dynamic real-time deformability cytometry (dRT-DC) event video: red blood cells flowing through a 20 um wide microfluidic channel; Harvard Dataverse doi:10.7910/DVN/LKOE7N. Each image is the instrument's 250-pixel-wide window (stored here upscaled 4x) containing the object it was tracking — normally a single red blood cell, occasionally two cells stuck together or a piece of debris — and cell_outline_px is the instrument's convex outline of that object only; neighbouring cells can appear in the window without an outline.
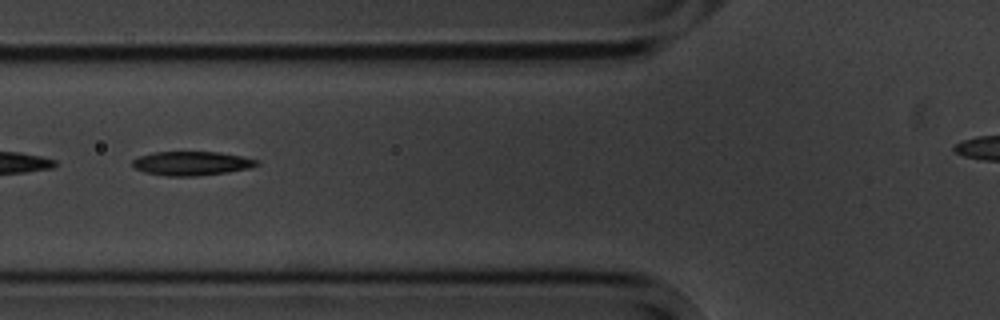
{"species": "common noctule bat (a hibernating species)", "species_latin": "Nyctalus noctula", "temperature_condition": "cold", "stored_images_in_passage": 10, "camera_frame_rate_fps": 3000, "um_per_image_px": 0.085, "animal": {"sex": "male", "body_mass_g": 20.1, "forearm_length_mm": 53.5}, "frame": {"image": 1, "passage_image": 2, "time_ms": 1.333, "image_size_px": [1000, 320], "cell_outline_px": [[260, 164], [252, 168], [228, 172], [196, 176], [168, 176], [144, 172], [136, 168], [132, 164], [132, 160], [140, 156], [152, 152], [220, 152], [244, 156], [260, 160]], "centroid_in_image_um": [16.36, 13.88], "position_along_channel_um": 109.4, "area_um2": 17.57}}
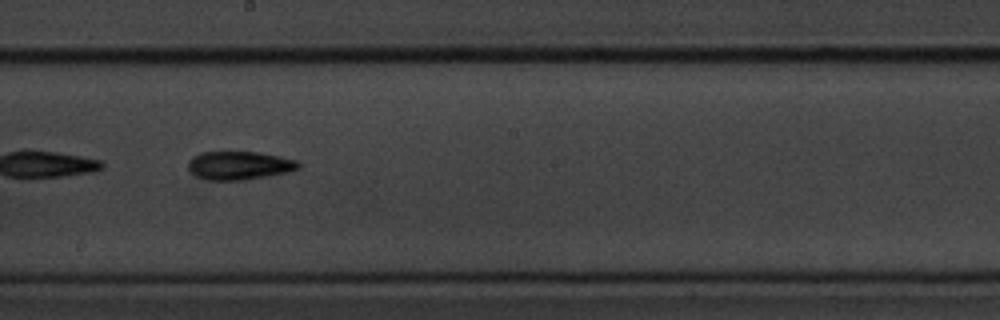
{"frame": {"image": 2, "passage_image": 5, "time_ms": 4.667, "image_size_px": [1000, 320], "cell_outline_px": [[300, 168], [288, 172], [244, 180], [208, 180], [196, 176], [188, 168], [188, 160], [192, 156], [200, 152], [256, 152], [280, 156], [296, 160], [300, 164]], "centroid_in_image_um": [20.32, 14.06], "position_along_channel_um": 227.9, "area_um2": 18.26}}
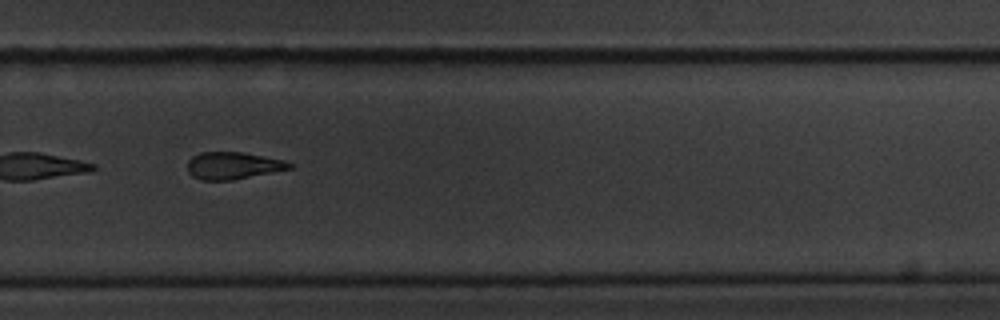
{"frame": {"image": 3, "passage_image": 7, "time_ms": 7.0, "image_size_px": [1000, 320], "cell_outline_px": [[292, 168], [232, 180], [200, 180], [192, 176], [188, 172], [188, 160], [192, 156], [200, 152], [244, 152], [284, 160], [292, 164]], "centroid_in_image_um": [19.77, 14.07], "position_along_channel_um": 310.0, "area_um2": 16.13}}